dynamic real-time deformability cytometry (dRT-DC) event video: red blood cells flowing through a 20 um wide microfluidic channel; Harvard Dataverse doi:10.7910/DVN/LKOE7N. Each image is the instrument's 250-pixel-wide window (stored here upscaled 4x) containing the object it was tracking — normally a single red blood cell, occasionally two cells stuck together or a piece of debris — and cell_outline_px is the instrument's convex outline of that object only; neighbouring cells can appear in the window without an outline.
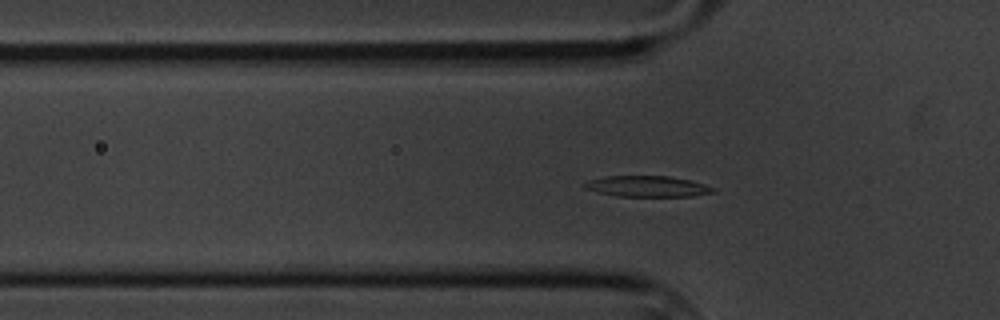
{"species": "common noctule bat (a hibernating species)", "species_latin": "Nyctalus noctula", "temperature_condition": "cold", "stored_images_in_passage": 60, "segment_of_instrument_passage": [1, 2], "camera_frame_rate_fps": 3000, "um_per_image_px": 0.085, "animal": {"sex": "male", "body_mass_g": 20.1, "forearm_length_mm": 53.5}, "frame": {"image": 1, "passage_image": 18, "time_ms": 5.667, "image_size_px": [1000, 320], "cell_outline_px": [[716, 192], [692, 196], [616, 196], [596, 192], [584, 188], [584, 184], [588, 180], [604, 176], [668, 176], [688, 180], [704, 184], [716, 188]], "centroid_in_image_um": [55.01, 15.84], "position_along_channel_um": 70.8, "area_um2": 15.66}}
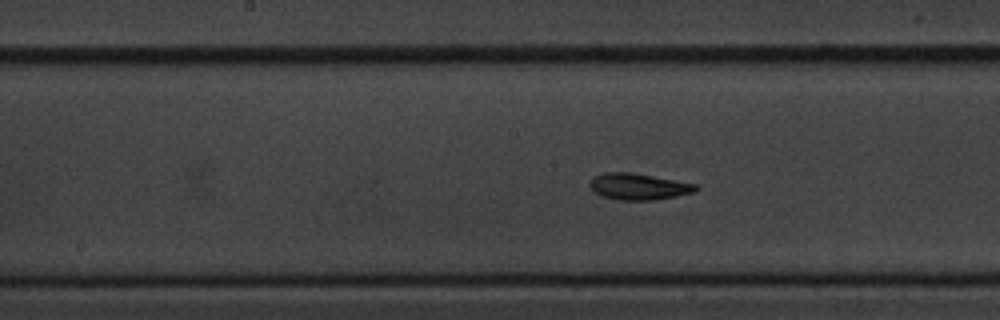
{"frame": {"image": 2, "passage_image": 29, "time_ms": 9.333, "image_size_px": [1000, 320], "cell_outline_px": [[700, 188], [692, 192], [676, 196], [652, 200], [620, 200], [600, 196], [592, 192], [588, 184], [592, 176], [604, 172], [632, 172], [696, 184]], "centroid_in_image_um": [54.19, 15.85], "position_along_channel_um": 194.0, "area_um2": 16.47}}
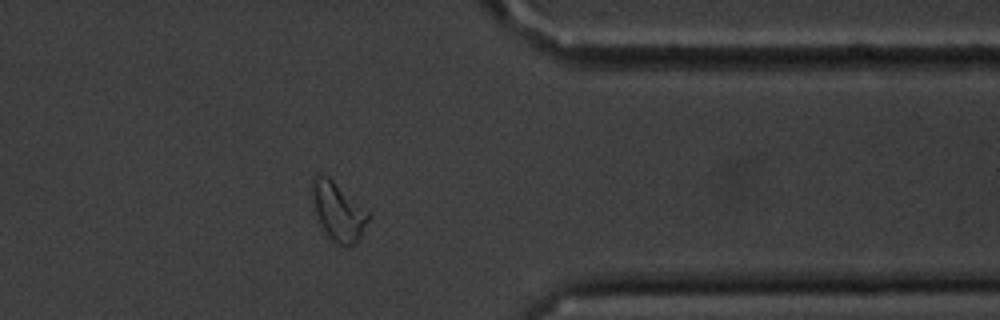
{"frame": {"image": 3, "passage_image": 47, "time_ms": 15.333, "image_size_px": [1000, 320], "cell_outline_px": [[372, 212], [356, 244], [340, 244], [332, 240], [328, 236], [320, 224], [316, 216], [312, 196], [312, 180], [316, 172], [328, 176], [368, 208]], "centroid_in_image_um": [28.76, 17.91], "position_along_channel_um": 382.6, "area_um2": 19.31}}